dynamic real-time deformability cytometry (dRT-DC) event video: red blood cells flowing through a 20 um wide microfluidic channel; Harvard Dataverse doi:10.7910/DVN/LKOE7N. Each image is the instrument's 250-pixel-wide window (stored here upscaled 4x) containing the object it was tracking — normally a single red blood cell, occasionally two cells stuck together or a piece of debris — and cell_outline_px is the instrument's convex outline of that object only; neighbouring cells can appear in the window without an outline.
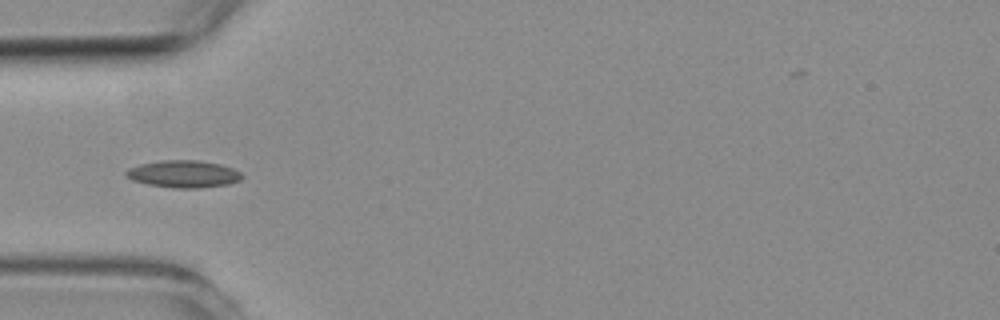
{"species": "common noctule bat (a hibernating species)", "species_latin": "Nyctalus noctula", "temperature_condition": "room temperature", "stored_images_in_passage": 5, "camera_frame_rate_fps": 3000, "um_per_image_px": 0.085, "animal": {"sex": "female", "body_mass_g": 19.3, "forearm_length_mm": 54.1}, "frame": {"image": 1, "passage_image": 5, "time_ms": 4.667, "image_size_px": [1000, 320], "cell_outline_px": [[244, 176], [240, 180], [228, 184], [196, 188], [172, 188], [148, 184], [132, 180], [124, 176], [124, 172], [128, 168], [140, 164], [160, 160], [200, 160], [220, 164], [232, 168], [240, 172]], "centroid_in_image_um": [15.57, 14.78], "position_along_channel_um": 69.4, "area_um2": 18.5}}